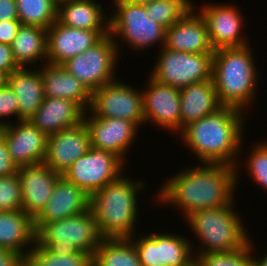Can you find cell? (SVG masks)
Segmentation results:
<instances>
[{
	"label": "cell",
	"mask_w": 267,
	"mask_h": 266,
	"mask_svg": "<svg viewBox=\"0 0 267 266\" xmlns=\"http://www.w3.org/2000/svg\"><path fill=\"white\" fill-rule=\"evenodd\" d=\"M21 182L22 211L33 220L42 212L61 174L45 163L18 167Z\"/></svg>",
	"instance_id": "ac0fdd59"
},
{
	"label": "cell",
	"mask_w": 267,
	"mask_h": 266,
	"mask_svg": "<svg viewBox=\"0 0 267 266\" xmlns=\"http://www.w3.org/2000/svg\"><path fill=\"white\" fill-rule=\"evenodd\" d=\"M16 117L19 120L18 100L12 89L5 84L0 88V117ZM10 124V121L0 120V128Z\"/></svg>",
	"instance_id": "8d00e7d4"
},
{
	"label": "cell",
	"mask_w": 267,
	"mask_h": 266,
	"mask_svg": "<svg viewBox=\"0 0 267 266\" xmlns=\"http://www.w3.org/2000/svg\"><path fill=\"white\" fill-rule=\"evenodd\" d=\"M43 68V69H42ZM40 68L46 98H64L88 111L92 92L62 65L44 63Z\"/></svg>",
	"instance_id": "603a6c76"
},
{
	"label": "cell",
	"mask_w": 267,
	"mask_h": 266,
	"mask_svg": "<svg viewBox=\"0 0 267 266\" xmlns=\"http://www.w3.org/2000/svg\"><path fill=\"white\" fill-rule=\"evenodd\" d=\"M102 239L91 209L69 218L46 222L36 232V241L41 246L63 256L79 251L93 256Z\"/></svg>",
	"instance_id": "8992f818"
},
{
	"label": "cell",
	"mask_w": 267,
	"mask_h": 266,
	"mask_svg": "<svg viewBox=\"0 0 267 266\" xmlns=\"http://www.w3.org/2000/svg\"><path fill=\"white\" fill-rule=\"evenodd\" d=\"M0 266H26V258L14 251L0 248Z\"/></svg>",
	"instance_id": "60d3db41"
},
{
	"label": "cell",
	"mask_w": 267,
	"mask_h": 266,
	"mask_svg": "<svg viewBox=\"0 0 267 266\" xmlns=\"http://www.w3.org/2000/svg\"><path fill=\"white\" fill-rule=\"evenodd\" d=\"M252 152L246 158L244 164L251 179L255 180L258 185L267 190V142H259L254 145Z\"/></svg>",
	"instance_id": "d590c367"
},
{
	"label": "cell",
	"mask_w": 267,
	"mask_h": 266,
	"mask_svg": "<svg viewBox=\"0 0 267 266\" xmlns=\"http://www.w3.org/2000/svg\"><path fill=\"white\" fill-rule=\"evenodd\" d=\"M250 48L249 44L221 48L214 51L212 59V79L220 103L245 112L260 81Z\"/></svg>",
	"instance_id": "277c9868"
},
{
	"label": "cell",
	"mask_w": 267,
	"mask_h": 266,
	"mask_svg": "<svg viewBox=\"0 0 267 266\" xmlns=\"http://www.w3.org/2000/svg\"><path fill=\"white\" fill-rule=\"evenodd\" d=\"M233 207L234 202L229 206L198 210L185 218L192 232L203 243L202 248L200 246V249L196 248L198 251H194L195 256L229 253L248 245L251 238L246 234L242 218H239V213Z\"/></svg>",
	"instance_id": "5b68a950"
},
{
	"label": "cell",
	"mask_w": 267,
	"mask_h": 266,
	"mask_svg": "<svg viewBox=\"0 0 267 266\" xmlns=\"http://www.w3.org/2000/svg\"><path fill=\"white\" fill-rule=\"evenodd\" d=\"M114 13L109 16V35L121 38L132 50L142 51L157 42L165 45L166 28L148 18L145 5L127 0H114ZM118 36V37H117Z\"/></svg>",
	"instance_id": "52a82bcc"
},
{
	"label": "cell",
	"mask_w": 267,
	"mask_h": 266,
	"mask_svg": "<svg viewBox=\"0 0 267 266\" xmlns=\"http://www.w3.org/2000/svg\"><path fill=\"white\" fill-rule=\"evenodd\" d=\"M54 2H56L57 4L60 3V2H63L65 0H53Z\"/></svg>",
	"instance_id": "7dc6e473"
},
{
	"label": "cell",
	"mask_w": 267,
	"mask_h": 266,
	"mask_svg": "<svg viewBox=\"0 0 267 266\" xmlns=\"http://www.w3.org/2000/svg\"><path fill=\"white\" fill-rule=\"evenodd\" d=\"M13 57L19 67H28L47 61V29L34 25H21L11 44Z\"/></svg>",
	"instance_id": "4316f807"
},
{
	"label": "cell",
	"mask_w": 267,
	"mask_h": 266,
	"mask_svg": "<svg viewBox=\"0 0 267 266\" xmlns=\"http://www.w3.org/2000/svg\"><path fill=\"white\" fill-rule=\"evenodd\" d=\"M21 25L19 20L0 21V43L11 45Z\"/></svg>",
	"instance_id": "ab89813d"
},
{
	"label": "cell",
	"mask_w": 267,
	"mask_h": 266,
	"mask_svg": "<svg viewBox=\"0 0 267 266\" xmlns=\"http://www.w3.org/2000/svg\"><path fill=\"white\" fill-rule=\"evenodd\" d=\"M88 111L95 117L129 120L138 128L146 125L142 91L117 79L92 92Z\"/></svg>",
	"instance_id": "30bf717a"
},
{
	"label": "cell",
	"mask_w": 267,
	"mask_h": 266,
	"mask_svg": "<svg viewBox=\"0 0 267 266\" xmlns=\"http://www.w3.org/2000/svg\"><path fill=\"white\" fill-rule=\"evenodd\" d=\"M84 122L90 132L91 146L114 153L126 164L125 154L139 128L129 120L95 117L88 111L84 114Z\"/></svg>",
	"instance_id": "2e32d148"
},
{
	"label": "cell",
	"mask_w": 267,
	"mask_h": 266,
	"mask_svg": "<svg viewBox=\"0 0 267 266\" xmlns=\"http://www.w3.org/2000/svg\"><path fill=\"white\" fill-rule=\"evenodd\" d=\"M196 8L193 6L179 21L166 29V48L188 53L215 51L209 40L206 22L198 11H194Z\"/></svg>",
	"instance_id": "ffe728a7"
},
{
	"label": "cell",
	"mask_w": 267,
	"mask_h": 266,
	"mask_svg": "<svg viewBox=\"0 0 267 266\" xmlns=\"http://www.w3.org/2000/svg\"><path fill=\"white\" fill-rule=\"evenodd\" d=\"M191 0H154L145 4L148 18L166 29L179 21L192 7Z\"/></svg>",
	"instance_id": "1f68e13d"
},
{
	"label": "cell",
	"mask_w": 267,
	"mask_h": 266,
	"mask_svg": "<svg viewBox=\"0 0 267 266\" xmlns=\"http://www.w3.org/2000/svg\"><path fill=\"white\" fill-rule=\"evenodd\" d=\"M6 84V76L0 72V88Z\"/></svg>",
	"instance_id": "f6af8a7d"
},
{
	"label": "cell",
	"mask_w": 267,
	"mask_h": 266,
	"mask_svg": "<svg viewBox=\"0 0 267 266\" xmlns=\"http://www.w3.org/2000/svg\"><path fill=\"white\" fill-rule=\"evenodd\" d=\"M20 68L14 57L11 45L0 43V72L6 77Z\"/></svg>",
	"instance_id": "f35d334b"
},
{
	"label": "cell",
	"mask_w": 267,
	"mask_h": 266,
	"mask_svg": "<svg viewBox=\"0 0 267 266\" xmlns=\"http://www.w3.org/2000/svg\"><path fill=\"white\" fill-rule=\"evenodd\" d=\"M223 105L218 99L213 79L180 89V132L189 123L214 113Z\"/></svg>",
	"instance_id": "7402d4cb"
},
{
	"label": "cell",
	"mask_w": 267,
	"mask_h": 266,
	"mask_svg": "<svg viewBox=\"0 0 267 266\" xmlns=\"http://www.w3.org/2000/svg\"><path fill=\"white\" fill-rule=\"evenodd\" d=\"M90 132L84 121L73 127L48 136L46 156L43 161L53 171H65L90 149Z\"/></svg>",
	"instance_id": "e0dca14e"
},
{
	"label": "cell",
	"mask_w": 267,
	"mask_h": 266,
	"mask_svg": "<svg viewBox=\"0 0 267 266\" xmlns=\"http://www.w3.org/2000/svg\"><path fill=\"white\" fill-rule=\"evenodd\" d=\"M182 235L161 233V263L164 266H185L194 258L192 241Z\"/></svg>",
	"instance_id": "4dcf8cb0"
},
{
	"label": "cell",
	"mask_w": 267,
	"mask_h": 266,
	"mask_svg": "<svg viewBox=\"0 0 267 266\" xmlns=\"http://www.w3.org/2000/svg\"><path fill=\"white\" fill-rule=\"evenodd\" d=\"M12 123L0 128L12 161L17 167L43 163L48 136L30 120H18L17 124Z\"/></svg>",
	"instance_id": "4fadbf2b"
},
{
	"label": "cell",
	"mask_w": 267,
	"mask_h": 266,
	"mask_svg": "<svg viewBox=\"0 0 267 266\" xmlns=\"http://www.w3.org/2000/svg\"><path fill=\"white\" fill-rule=\"evenodd\" d=\"M103 10L95 0H65L57 4V21L76 29L109 31V16Z\"/></svg>",
	"instance_id": "484cf974"
},
{
	"label": "cell",
	"mask_w": 267,
	"mask_h": 266,
	"mask_svg": "<svg viewBox=\"0 0 267 266\" xmlns=\"http://www.w3.org/2000/svg\"><path fill=\"white\" fill-rule=\"evenodd\" d=\"M253 246L254 244L249 240L248 245L238 251L209 253L195 256V258L200 266H252Z\"/></svg>",
	"instance_id": "d6a6232c"
},
{
	"label": "cell",
	"mask_w": 267,
	"mask_h": 266,
	"mask_svg": "<svg viewBox=\"0 0 267 266\" xmlns=\"http://www.w3.org/2000/svg\"><path fill=\"white\" fill-rule=\"evenodd\" d=\"M127 1L134 3V4L145 5V4L151 3L154 0H127Z\"/></svg>",
	"instance_id": "ee69618b"
},
{
	"label": "cell",
	"mask_w": 267,
	"mask_h": 266,
	"mask_svg": "<svg viewBox=\"0 0 267 266\" xmlns=\"http://www.w3.org/2000/svg\"><path fill=\"white\" fill-rule=\"evenodd\" d=\"M185 266H200L196 258H194L190 263Z\"/></svg>",
	"instance_id": "bcb514c9"
},
{
	"label": "cell",
	"mask_w": 267,
	"mask_h": 266,
	"mask_svg": "<svg viewBox=\"0 0 267 266\" xmlns=\"http://www.w3.org/2000/svg\"><path fill=\"white\" fill-rule=\"evenodd\" d=\"M26 266H92V256L81 251L57 255L36 241L28 252Z\"/></svg>",
	"instance_id": "f546056e"
},
{
	"label": "cell",
	"mask_w": 267,
	"mask_h": 266,
	"mask_svg": "<svg viewBox=\"0 0 267 266\" xmlns=\"http://www.w3.org/2000/svg\"><path fill=\"white\" fill-rule=\"evenodd\" d=\"M6 84L17 96L19 120H29L45 98L40 70L20 67L6 77Z\"/></svg>",
	"instance_id": "cb8c5ba5"
},
{
	"label": "cell",
	"mask_w": 267,
	"mask_h": 266,
	"mask_svg": "<svg viewBox=\"0 0 267 266\" xmlns=\"http://www.w3.org/2000/svg\"><path fill=\"white\" fill-rule=\"evenodd\" d=\"M18 172V167L12 161L4 135L0 132V176Z\"/></svg>",
	"instance_id": "74e56055"
},
{
	"label": "cell",
	"mask_w": 267,
	"mask_h": 266,
	"mask_svg": "<svg viewBox=\"0 0 267 266\" xmlns=\"http://www.w3.org/2000/svg\"><path fill=\"white\" fill-rule=\"evenodd\" d=\"M90 209V195L61 175L42 212L34 219L37 232L46 222L69 218Z\"/></svg>",
	"instance_id": "d6986e66"
},
{
	"label": "cell",
	"mask_w": 267,
	"mask_h": 266,
	"mask_svg": "<svg viewBox=\"0 0 267 266\" xmlns=\"http://www.w3.org/2000/svg\"><path fill=\"white\" fill-rule=\"evenodd\" d=\"M109 34L94 47L66 60L61 65L91 92L115 78L119 45Z\"/></svg>",
	"instance_id": "9c48e42d"
},
{
	"label": "cell",
	"mask_w": 267,
	"mask_h": 266,
	"mask_svg": "<svg viewBox=\"0 0 267 266\" xmlns=\"http://www.w3.org/2000/svg\"><path fill=\"white\" fill-rule=\"evenodd\" d=\"M16 5L23 25L48 29L57 20V3L53 0H16Z\"/></svg>",
	"instance_id": "f1b7e54d"
},
{
	"label": "cell",
	"mask_w": 267,
	"mask_h": 266,
	"mask_svg": "<svg viewBox=\"0 0 267 266\" xmlns=\"http://www.w3.org/2000/svg\"><path fill=\"white\" fill-rule=\"evenodd\" d=\"M142 92L145 123L152 122L162 129L180 133V89L160 83L148 76Z\"/></svg>",
	"instance_id": "9a60e30c"
},
{
	"label": "cell",
	"mask_w": 267,
	"mask_h": 266,
	"mask_svg": "<svg viewBox=\"0 0 267 266\" xmlns=\"http://www.w3.org/2000/svg\"><path fill=\"white\" fill-rule=\"evenodd\" d=\"M120 175L90 196V209L103 238L134 237L137 224V195L144 187L143 181H132Z\"/></svg>",
	"instance_id": "3957f363"
},
{
	"label": "cell",
	"mask_w": 267,
	"mask_h": 266,
	"mask_svg": "<svg viewBox=\"0 0 267 266\" xmlns=\"http://www.w3.org/2000/svg\"><path fill=\"white\" fill-rule=\"evenodd\" d=\"M109 31L84 30L62 25L57 20L47 29V63L61 65L94 47Z\"/></svg>",
	"instance_id": "5bb4252c"
},
{
	"label": "cell",
	"mask_w": 267,
	"mask_h": 266,
	"mask_svg": "<svg viewBox=\"0 0 267 266\" xmlns=\"http://www.w3.org/2000/svg\"><path fill=\"white\" fill-rule=\"evenodd\" d=\"M266 256H263L262 259L260 258H252V266H267V253Z\"/></svg>",
	"instance_id": "7bdbcfd3"
},
{
	"label": "cell",
	"mask_w": 267,
	"mask_h": 266,
	"mask_svg": "<svg viewBox=\"0 0 267 266\" xmlns=\"http://www.w3.org/2000/svg\"><path fill=\"white\" fill-rule=\"evenodd\" d=\"M238 171L228 164L201 163L182 169L156 196L158 201L178 206L185 218L198 210L229 206L235 201Z\"/></svg>",
	"instance_id": "6da1fadb"
},
{
	"label": "cell",
	"mask_w": 267,
	"mask_h": 266,
	"mask_svg": "<svg viewBox=\"0 0 267 266\" xmlns=\"http://www.w3.org/2000/svg\"><path fill=\"white\" fill-rule=\"evenodd\" d=\"M124 166L114 153L90 146L89 151L79 157L63 176L91 196L122 175Z\"/></svg>",
	"instance_id": "8fae6325"
},
{
	"label": "cell",
	"mask_w": 267,
	"mask_h": 266,
	"mask_svg": "<svg viewBox=\"0 0 267 266\" xmlns=\"http://www.w3.org/2000/svg\"><path fill=\"white\" fill-rule=\"evenodd\" d=\"M85 112L73 100L45 97L29 120L47 136H51L63 129L80 124L84 121Z\"/></svg>",
	"instance_id": "44dd1931"
},
{
	"label": "cell",
	"mask_w": 267,
	"mask_h": 266,
	"mask_svg": "<svg viewBox=\"0 0 267 266\" xmlns=\"http://www.w3.org/2000/svg\"><path fill=\"white\" fill-rule=\"evenodd\" d=\"M235 5L205 4L198 10L204 18L214 50L242 47L249 44L243 36V16Z\"/></svg>",
	"instance_id": "7c38bea8"
},
{
	"label": "cell",
	"mask_w": 267,
	"mask_h": 266,
	"mask_svg": "<svg viewBox=\"0 0 267 266\" xmlns=\"http://www.w3.org/2000/svg\"><path fill=\"white\" fill-rule=\"evenodd\" d=\"M213 54L180 52L163 46L150 76L160 83L179 89L212 79Z\"/></svg>",
	"instance_id": "ba28073f"
},
{
	"label": "cell",
	"mask_w": 267,
	"mask_h": 266,
	"mask_svg": "<svg viewBox=\"0 0 267 266\" xmlns=\"http://www.w3.org/2000/svg\"><path fill=\"white\" fill-rule=\"evenodd\" d=\"M35 242L34 220L29 215L22 210L0 211V248L26 258Z\"/></svg>",
	"instance_id": "d4e9b609"
},
{
	"label": "cell",
	"mask_w": 267,
	"mask_h": 266,
	"mask_svg": "<svg viewBox=\"0 0 267 266\" xmlns=\"http://www.w3.org/2000/svg\"><path fill=\"white\" fill-rule=\"evenodd\" d=\"M136 237L129 238L137 250L142 266H164L161 263V233H149L143 237L139 234Z\"/></svg>",
	"instance_id": "836d02e7"
},
{
	"label": "cell",
	"mask_w": 267,
	"mask_h": 266,
	"mask_svg": "<svg viewBox=\"0 0 267 266\" xmlns=\"http://www.w3.org/2000/svg\"><path fill=\"white\" fill-rule=\"evenodd\" d=\"M16 0H0V21L18 20Z\"/></svg>",
	"instance_id": "b9f144b4"
},
{
	"label": "cell",
	"mask_w": 267,
	"mask_h": 266,
	"mask_svg": "<svg viewBox=\"0 0 267 266\" xmlns=\"http://www.w3.org/2000/svg\"><path fill=\"white\" fill-rule=\"evenodd\" d=\"M243 113L234 107L222 106L214 113L189 123L178 135L201 163L240 166L237 156L242 151L243 130L246 129L243 128Z\"/></svg>",
	"instance_id": "7a4b0ae2"
},
{
	"label": "cell",
	"mask_w": 267,
	"mask_h": 266,
	"mask_svg": "<svg viewBox=\"0 0 267 266\" xmlns=\"http://www.w3.org/2000/svg\"><path fill=\"white\" fill-rule=\"evenodd\" d=\"M22 210L21 182L18 172L0 176V211Z\"/></svg>",
	"instance_id": "e575fe53"
},
{
	"label": "cell",
	"mask_w": 267,
	"mask_h": 266,
	"mask_svg": "<svg viewBox=\"0 0 267 266\" xmlns=\"http://www.w3.org/2000/svg\"><path fill=\"white\" fill-rule=\"evenodd\" d=\"M92 266H142L129 238H103L92 256Z\"/></svg>",
	"instance_id": "83f0119b"
}]
</instances>
